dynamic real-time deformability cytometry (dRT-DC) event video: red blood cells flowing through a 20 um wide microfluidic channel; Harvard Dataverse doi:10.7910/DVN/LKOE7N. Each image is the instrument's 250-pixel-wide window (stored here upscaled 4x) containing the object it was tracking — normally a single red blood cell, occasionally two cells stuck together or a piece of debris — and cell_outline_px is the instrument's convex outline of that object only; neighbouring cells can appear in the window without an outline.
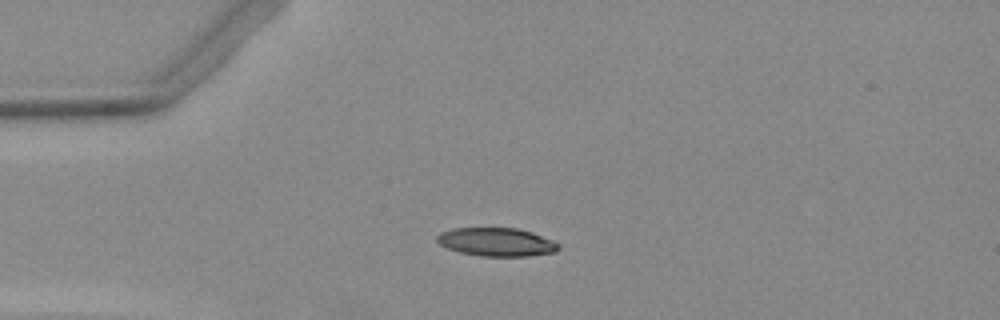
{"species": "Egyptian fruit bat (a non-hibernating species)", "species_latin": "Rousettus aegyptiacus", "temperature_condition": "warm", "stored_images_in_passage": 40, "camera_frame_rate_fps": 3000, "um_per_image_px": 0.085, "animal": {"sex": "female"}, "frame": {"image": 1, "passage_image": 1, "time_ms": 0.0, "image_size_px": [1000, 320], "cell_outline_px": [[560, 248], [556, 252], [528, 256], [480, 256], [460, 252], [448, 248], [440, 244], [436, 240], [436, 236], [440, 232], [452, 228], [516, 228], [532, 232], [552, 240], [560, 244]], "centroid_in_image_um": [42.21, 20.57], "position_along_channel_um": 42.8, "area_um2": 20.17}}
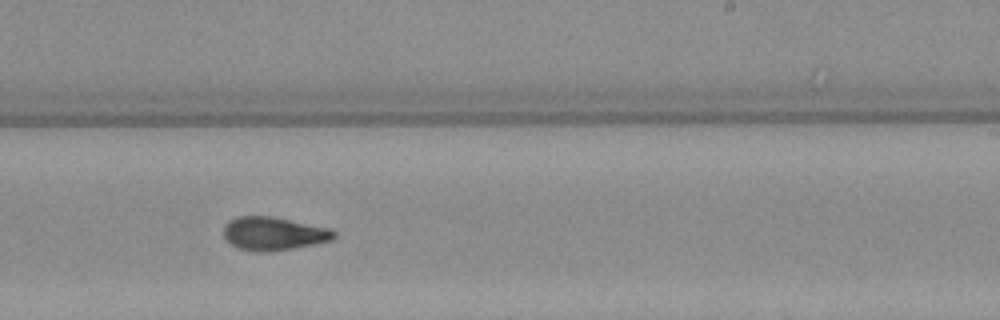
{"frame": {"image": 2, "passage_image": 20, "time_ms": 6.333, "image_size_px": [1000, 320], "cell_outline_px": [[336, 236], [332, 240], [312, 244], [288, 248], [260, 252], [240, 248], [232, 244], [224, 236], [224, 228], [236, 216], [272, 216], [332, 228], [336, 232]], "centroid_in_image_um": [23.31, 19.83], "position_along_channel_um": 265.7, "area_um2": 20.98}}
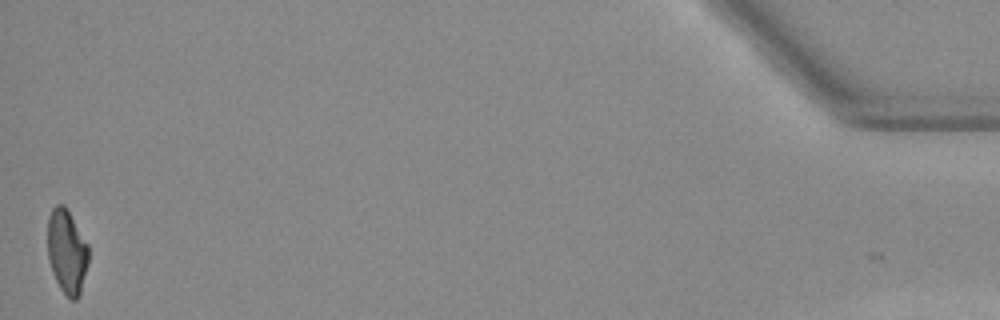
{"frame": {"image": 3, "passage_image": 40, "time_ms": 13.0, "image_size_px": [1000, 320], "cell_outline_px": [[88, 264], [80, 292], [76, 300], [68, 300], [60, 288], [52, 272], [48, 260], [48, 216], [52, 208], [56, 204], [64, 204], [88, 244]], "centroid_in_image_um": [5.67, 21.39], "position_along_channel_um": 429.5, "area_um2": 20.11}}